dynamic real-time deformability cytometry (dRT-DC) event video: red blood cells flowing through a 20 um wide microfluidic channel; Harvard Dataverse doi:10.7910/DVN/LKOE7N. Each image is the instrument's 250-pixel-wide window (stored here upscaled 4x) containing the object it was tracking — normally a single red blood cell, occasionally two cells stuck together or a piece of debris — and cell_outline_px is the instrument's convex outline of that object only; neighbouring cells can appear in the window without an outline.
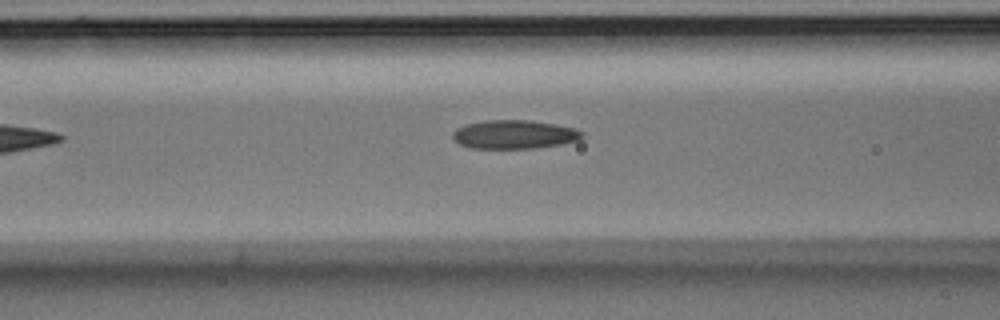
{"species": "Egyptian fruit bat (a non-hibernating species)", "species_latin": "Rousettus aegyptiacus", "temperature_condition": "room temperature", "stored_images_in_passage": 7, "camera_frame_rate_fps": 3000, "um_per_image_px": 0.085, "animal": {"sex": "male"}, "frame": {"image": 1, "passage_image": 5, "time_ms": 1.333, "image_size_px": [1000, 320], "cell_outline_px": [[584, 136], [580, 140], [560, 144], [536, 148], [468, 148], [452, 140], [452, 132], [456, 128], [464, 124], [484, 120], [528, 120], [556, 124], [576, 128], [584, 132]], "centroid_in_image_um": [43.7, 11.42], "position_along_channel_um": 122.9, "area_um2": 21.96}}